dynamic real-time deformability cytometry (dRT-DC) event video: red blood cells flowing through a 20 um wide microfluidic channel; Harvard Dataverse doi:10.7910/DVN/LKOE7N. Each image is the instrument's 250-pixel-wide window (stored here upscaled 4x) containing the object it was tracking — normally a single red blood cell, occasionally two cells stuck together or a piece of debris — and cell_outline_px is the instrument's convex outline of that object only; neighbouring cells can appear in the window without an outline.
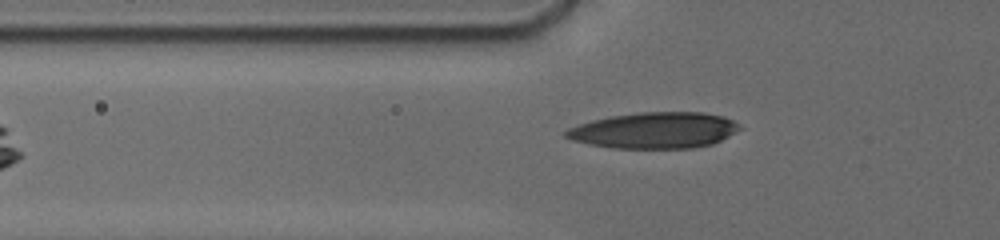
{"species": "human", "species_latin": "Homo sapiens", "temperature_condition": "cold", "stored_images_in_passage": 4, "camera_frame_rate_fps": 3000, "um_per_image_px": 0.085, "donor": {"sex": "male"}, "frame": {"image": 1, "passage_image": 4, "time_ms": 3.0, "image_size_px": [1000, 240], "cell_outline_px": [[744, 128], [712, 144], [692, 148], [612, 148], [572, 140], [564, 136], [564, 132], [568, 128], [592, 120], [612, 116], [640, 112], [704, 112], [724, 116], [740, 124]], "centroid_in_image_um": [55.67, 11.07], "position_along_channel_um": 70.1, "area_um2": 36.53}}